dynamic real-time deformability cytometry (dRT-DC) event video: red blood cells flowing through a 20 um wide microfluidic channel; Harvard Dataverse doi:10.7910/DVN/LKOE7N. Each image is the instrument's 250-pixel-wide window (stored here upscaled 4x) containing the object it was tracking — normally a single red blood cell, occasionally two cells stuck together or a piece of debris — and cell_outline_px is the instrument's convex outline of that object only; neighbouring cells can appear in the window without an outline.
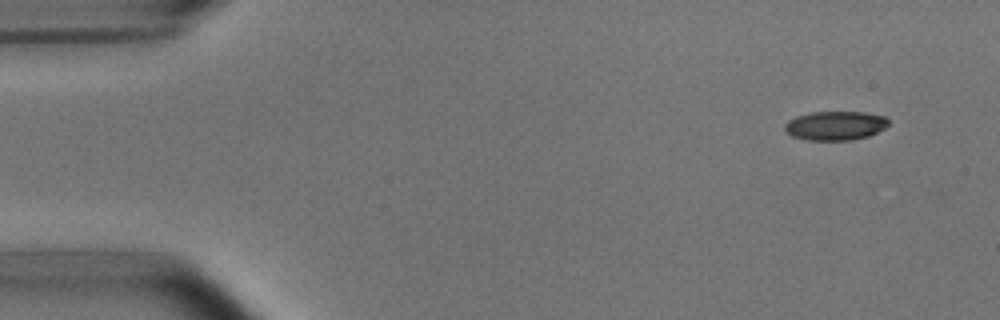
{"species": "common noctule bat (a hibernating species)", "species_latin": "Nyctalus noctula", "temperature_condition": "room temperature", "stored_images_in_passage": 3, "camera_frame_rate_fps": 3000, "um_per_image_px": 0.085, "animal": {"sex": "male", "body_mass_g": 15.6}, "frame": {"image": 1, "passage_image": 1, "time_ms": 0.0, "image_size_px": [1000, 320], "cell_outline_px": [[888, 124], [884, 128], [868, 136], [852, 140], [808, 140], [792, 136], [784, 132], [784, 124], [788, 120], [796, 116], [812, 112], [864, 112], [884, 116], [888, 120]], "centroid_in_image_um": [70.96, 10.68], "position_along_channel_um": 14.0, "area_um2": 17.57}}